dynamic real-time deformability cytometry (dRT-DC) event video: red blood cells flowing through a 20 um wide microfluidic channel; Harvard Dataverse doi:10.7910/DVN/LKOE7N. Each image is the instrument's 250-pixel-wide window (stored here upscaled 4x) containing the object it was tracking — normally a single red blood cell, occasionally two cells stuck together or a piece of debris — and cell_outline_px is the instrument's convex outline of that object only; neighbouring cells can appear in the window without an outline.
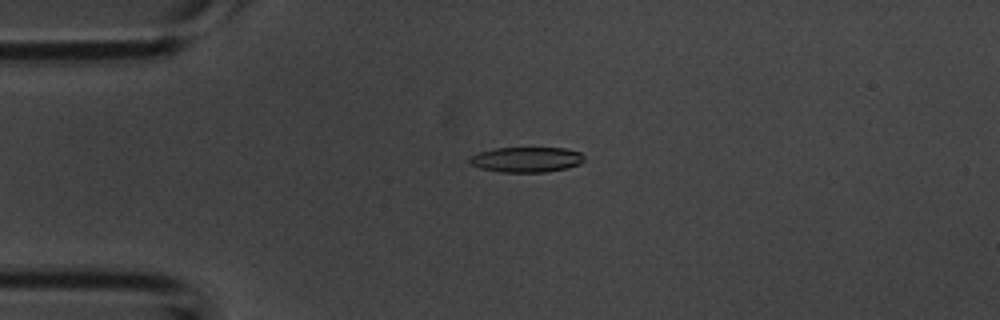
{"species": "common noctule bat (a hibernating species)", "species_latin": "Nyctalus noctula", "temperature_condition": "room temperature", "stored_images_in_passage": 49, "camera_frame_rate_fps": 3000, "um_per_image_px": 0.085, "animal": {"sex": "male", "body_mass_g": 20.1, "forearm_length_mm": 53.5}, "frame": {"image": 1, "passage_image": 8, "time_ms": 2.333, "image_size_px": [1000, 320], "cell_outline_px": [[584, 160], [580, 164], [568, 168], [544, 172], [500, 172], [480, 168], [472, 164], [468, 160], [472, 156], [480, 152], [492, 148], [564, 148], [580, 152], [584, 156]], "centroid_in_image_um": [44.77, 13.56], "position_along_channel_um": 40.2, "area_um2": 16.82}}
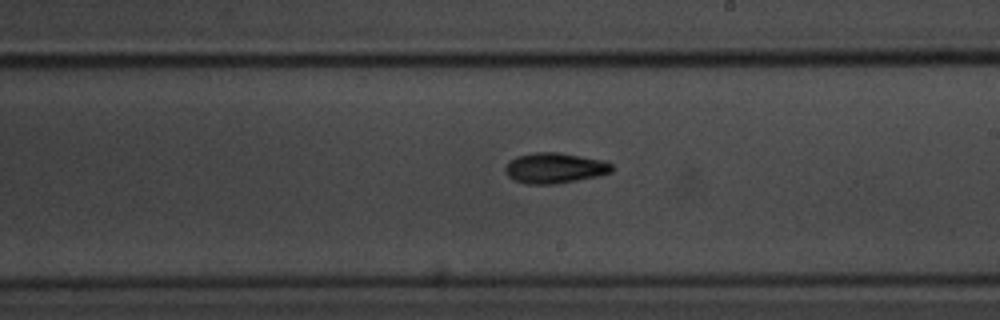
{"frame": {"image": 2, "passage_image": 26, "time_ms": 8.333, "image_size_px": [1000, 320], "cell_outline_px": [[612, 172], [596, 176], [556, 184], [528, 184], [512, 180], [504, 172], [504, 168], [508, 160], [516, 156], [536, 152], [560, 152], [604, 160], [612, 164]], "centroid_in_image_um": [47.1, 14.27], "position_along_channel_um": 241.9, "area_um2": 19.13}}
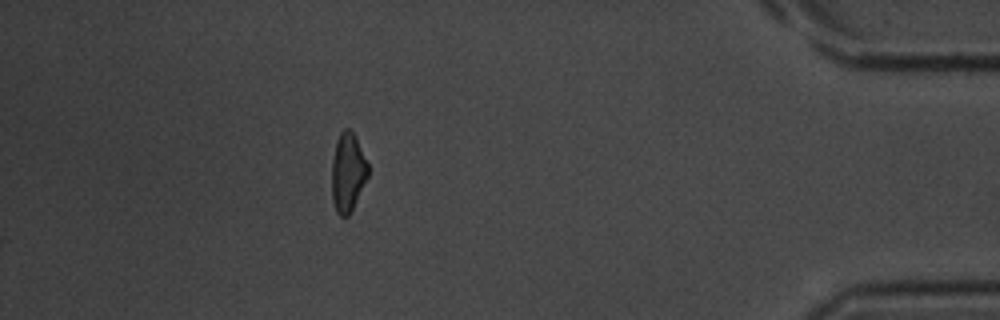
{"frame": {"image": 3, "passage_image": 43, "time_ms": 14.0, "image_size_px": [1000, 320], "cell_outline_px": [[368, 176], [348, 216], [340, 216], [336, 212], [332, 200], [332, 160], [336, 140], [340, 132], [344, 128], [348, 128], [356, 136], [368, 164]], "centroid_in_image_um": [29.55, 14.62], "position_along_channel_um": 405.7, "area_um2": 16.59}, "authors_computed_cell_mechanics": {"area_um2": 17.34, "velocity_mm_per_s": 3.7566, "shape_relaxation_time_tau1_ms": 3.3538, "shape_relaxation_time_tau2_ms": 2.8673, "deformation_change_tau1": 0.1431, "deformation_change_tau2": 0.0962}}